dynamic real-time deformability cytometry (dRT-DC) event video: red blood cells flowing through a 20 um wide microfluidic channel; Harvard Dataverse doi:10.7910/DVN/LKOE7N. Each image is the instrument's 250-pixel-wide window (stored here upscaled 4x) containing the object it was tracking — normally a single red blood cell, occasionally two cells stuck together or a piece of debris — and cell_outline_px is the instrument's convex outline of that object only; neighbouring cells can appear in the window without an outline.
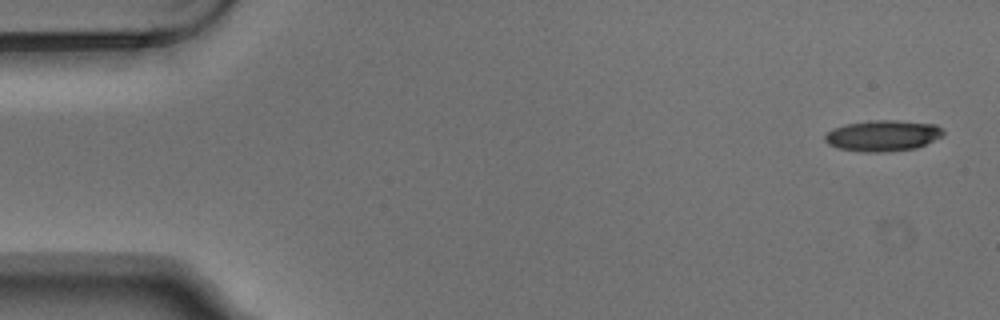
{"species": "Egyptian fruit bat (a non-hibernating species)", "species_latin": "Rousettus aegyptiacus", "temperature_condition": "warm", "stored_images_in_passage": 2, "camera_frame_rate_fps": 3000, "um_per_image_px": 0.085, "animal": {"sex": "male"}, "frame": {"image": 1, "passage_image": 1, "time_ms": 0.0, "image_size_px": [1000, 320], "cell_outline_px": [[944, 132], [940, 136], [916, 148], [884, 152], [864, 152], [836, 148], [828, 144], [824, 140], [824, 136], [832, 128], [844, 124], [868, 120], [900, 120], [936, 124]], "centroid_in_image_um": [74.97, 11.52], "position_along_channel_um": 10.0, "area_um2": 21.44}}